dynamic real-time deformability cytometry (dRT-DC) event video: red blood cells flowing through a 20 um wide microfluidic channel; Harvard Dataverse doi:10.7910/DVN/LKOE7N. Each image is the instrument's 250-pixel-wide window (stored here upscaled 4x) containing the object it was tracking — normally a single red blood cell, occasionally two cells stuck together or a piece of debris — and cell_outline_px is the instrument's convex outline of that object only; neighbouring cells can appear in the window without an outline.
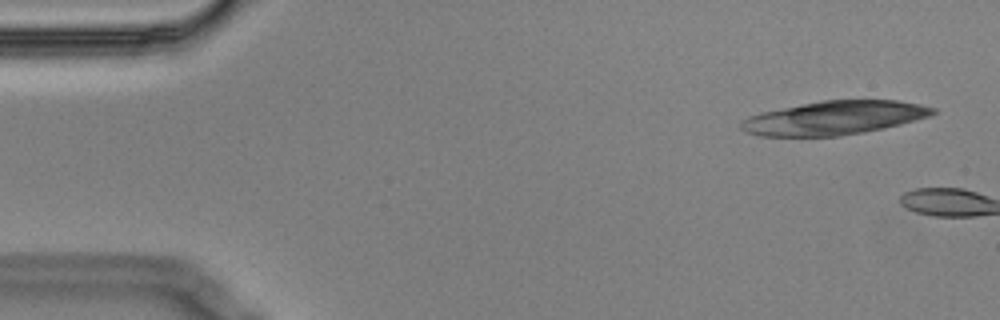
{"species": "Egyptian fruit bat (a non-hibernating species)", "species_latin": "Rousettus aegyptiacus", "temperature_condition": "cold", "stored_images_in_passage": 2, "camera_frame_rate_fps": 3000, "um_per_image_px": 0.085, "animal": {"sex": "male"}, "frame": {"image": 1, "passage_image": 1, "time_ms": 0.0, "image_size_px": [1000, 320], "cell_outline_px": [[936, 112], [928, 116], [900, 124], [864, 132], [840, 136], [760, 136], [744, 132], [740, 128], [740, 124], [748, 116], [760, 112], [824, 100], [896, 100], [920, 104], [936, 108]], "centroid_in_image_um": [70.87, 10.02], "position_along_channel_um": 14.1, "area_um2": 37.45}}